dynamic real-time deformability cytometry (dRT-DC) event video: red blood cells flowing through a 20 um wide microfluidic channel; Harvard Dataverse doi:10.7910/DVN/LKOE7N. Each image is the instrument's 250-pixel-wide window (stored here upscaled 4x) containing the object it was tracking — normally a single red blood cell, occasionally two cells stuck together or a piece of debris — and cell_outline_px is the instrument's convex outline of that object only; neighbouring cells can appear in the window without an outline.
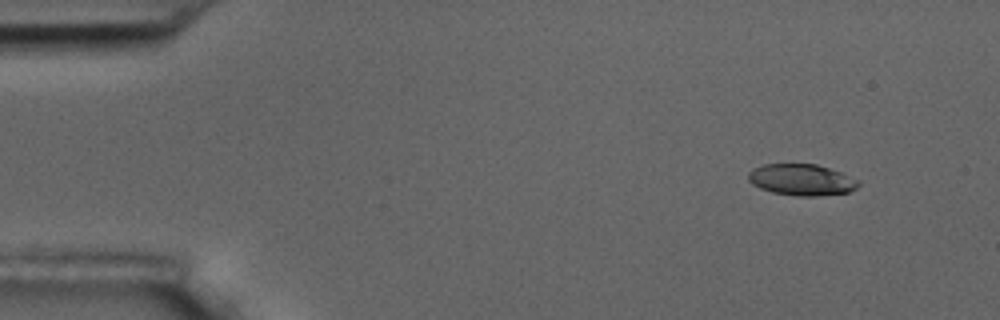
{"species": "common noctule bat (a hibernating species)", "species_latin": "Nyctalus noctula", "temperature_condition": "room temperature", "stored_images_in_passage": 4, "camera_frame_rate_fps": 3000, "um_per_image_px": 0.085, "animal": {"sex": "male", "body_mass_g": 17.5, "forearm_length_mm": 52.3}, "frame": {"image": 1, "passage_image": 1, "time_ms": 0.0, "image_size_px": [1000, 320], "cell_outline_px": [[860, 184], [856, 188], [848, 192], [816, 196], [800, 196], [772, 192], [760, 188], [752, 184], [748, 180], [748, 172], [752, 168], [764, 164], [816, 164], [840, 172], [860, 180]], "centroid_in_image_um": [68.12, 15.27], "position_along_channel_um": 16.9, "area_um2": 20.11}}
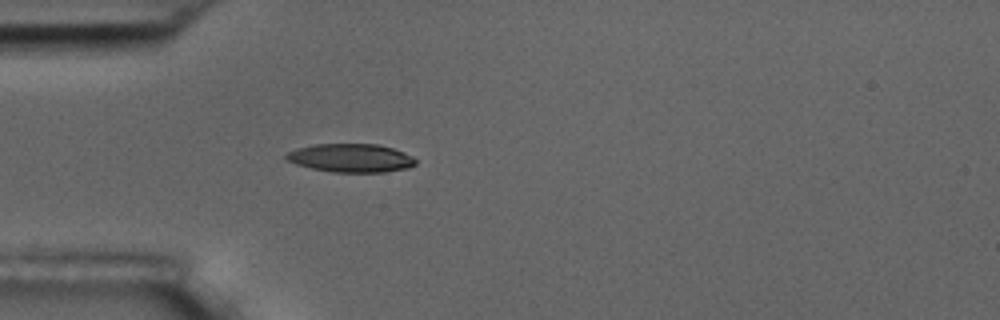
{"frame": {"image": 2, "passage_image": 4, "time_ms": 3.667, "image_size_px": [1000, 320], "cell_outline_px": [[416, 164], [408, 168], [384, 172], [332, 172], [312, 168], [296, 164], [288, 160], [284, 156], [288, 152], [296, 148], [312, 144], [376, 144], [392, 148], [404, 152], [412, 156], [416, 160]], "centroid_in_image_um": [29.82, 13.42], "position_along_channel_um": 55.2, "area_um2": 21.44}}